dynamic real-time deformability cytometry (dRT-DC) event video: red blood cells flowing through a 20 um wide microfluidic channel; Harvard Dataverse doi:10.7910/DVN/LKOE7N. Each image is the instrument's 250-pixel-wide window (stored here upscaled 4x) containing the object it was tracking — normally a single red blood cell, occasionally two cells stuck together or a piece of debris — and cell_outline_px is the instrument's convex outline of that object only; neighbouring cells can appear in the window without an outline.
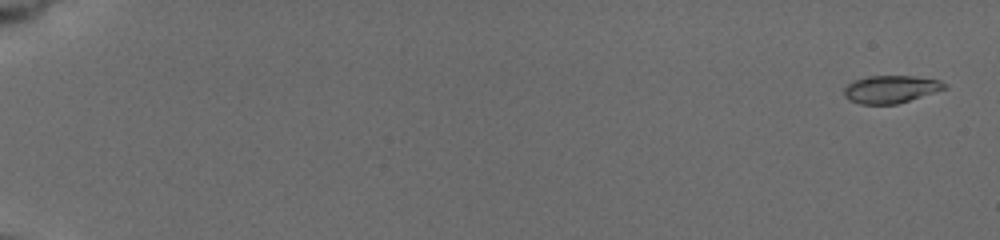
{"species": "common noctule bat (a hibernating species)", "species_latin": "Nyctalus noctula", "temperature_condition": "cold", "stored_images_in_passage": 57, "camera_frame_rate_fps": 3000, "um_per_image_px": 0.085, "animal": {"sex": "female", "body_mass_g": 19.5, "forearm_length_mm": 54.1}, "frame": {"image": 1, "passage_image": 2, "time_ms": 0.333, "image_size_px": [1000, 240], "cell_outline_px": [[948, 88], [896, 104], [860, 104], [848, 100], [844, 96], [844, 88], [852, 80], [868, 76], [912, 76], [940, 80], [948, 84]], "centroid_in_image_um": [75.7, 7.58], "position_along_channel_um": 9.3, "area_um2": 16.24}}
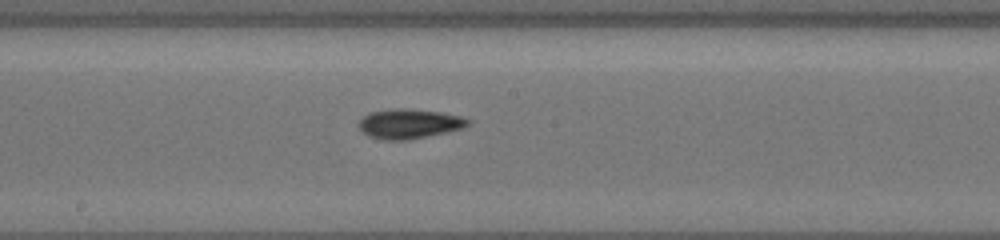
{"frame": {"image": 2, "passage_image": 34, "time_ms": 11.0, "image_size_px": [1000, 240], "cell_outline_px": [[472, 120], [464, 128], [404, 140], [384, 140], [372, 136], [364, 132], [356, 124], [364, 116], [372, 112], [396, 108], [408, 108], [440, 112], [460, 116]], "centroid_in_image_um": [34.79, 10.5], "position_along_channel_um": 213.4, "area_um2": 18.5}}
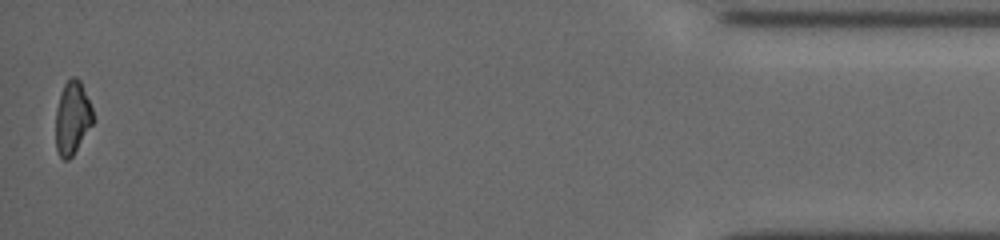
{"frame": {"image": 3, "passage_image": 57, "time_ms": 18.667, "image_size_px": [1000, 240], "cell_outline_px": [[92, 124], [72, 156], [68, 160], [64, 160], [60, 156], [56, 148], [56, 108], [64, 84], [72, 76], [76, 76], [80, 80], [92, 108]], "centroid_in_image_um": [6.13, 10.01], "position_along_channel_um": 429.1, "area_um2": 15.61}, "authors_computed_cell_mechanics": {"area_um2": 16.8198, "velocity_mm_per_s": 3.7736, "shape_relaxation_time_tau1_ms": 4.2407, "shape_relaxation_time_tau2_ms": 4.2898, "deformation_change_tau1": 0.1516, "deformation_change_tau2": 0.1067}}